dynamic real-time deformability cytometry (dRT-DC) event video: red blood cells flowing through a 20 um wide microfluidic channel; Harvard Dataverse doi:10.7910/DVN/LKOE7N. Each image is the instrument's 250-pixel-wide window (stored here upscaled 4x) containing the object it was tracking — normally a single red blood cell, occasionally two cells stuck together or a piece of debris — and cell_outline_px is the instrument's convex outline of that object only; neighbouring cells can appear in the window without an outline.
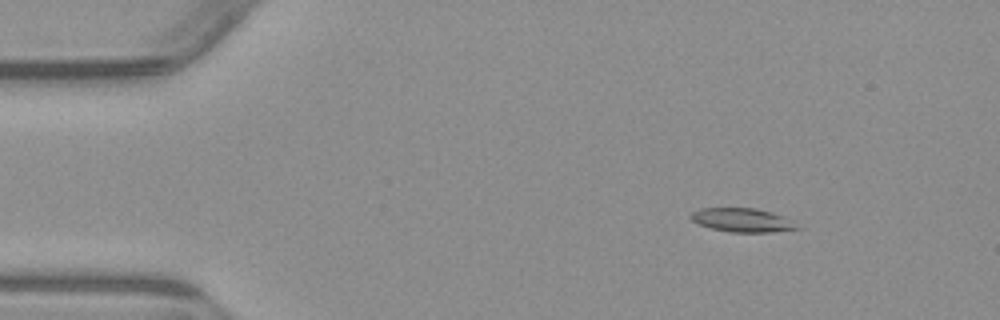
{"species": "common noctule bat (a hibernating species)", "species_latin": "Nyctalus noctula", "temperature_condition": "warm", "stored_images_in_passage": 5, "camera_frame_rate_fps": 3000, "um_per_image_px": 0.085, "animal": {"sex": "male", "body_mass_g": 23.1, "forearm_length_mm": 52.7}, "frame": {"image": 1, "passage_image": 3, "time_ms": 2.333, "image_size_px": [1000, 320], "cell_outline_px": [[804, 228], [772, 232], [728, 232], [712, 228], [700, 224], [692, 220], [688, 216], [692, 212], [700, 208], [756, 208], [772, 212]], "centroid_in_image_um": [63.07, 18.71], "position_along_channel_um": 21.9, "area_um2": 14.62}}